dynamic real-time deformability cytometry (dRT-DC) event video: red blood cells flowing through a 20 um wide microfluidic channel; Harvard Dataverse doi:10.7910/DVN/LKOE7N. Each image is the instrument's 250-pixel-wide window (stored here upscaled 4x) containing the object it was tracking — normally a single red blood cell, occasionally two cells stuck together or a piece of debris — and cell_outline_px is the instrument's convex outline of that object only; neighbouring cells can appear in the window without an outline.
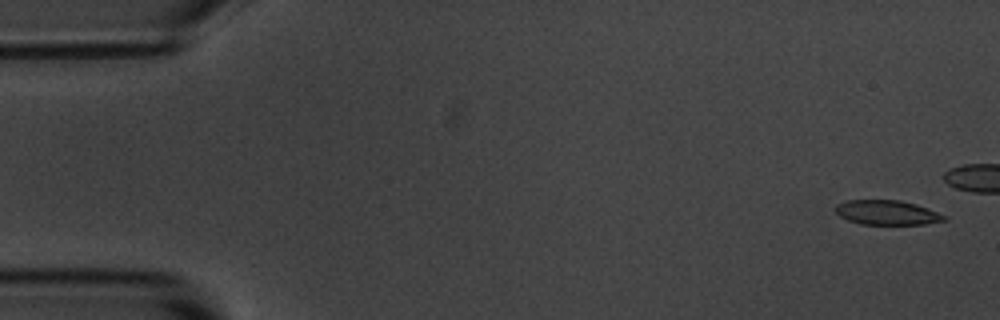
{"species": "common noctule bat (a hibernating species)", "species_latin": "Nyctalus noctula", "temperature_condition": "room temperature", "stored_images_in_passage": 5, "camera_frame_rate_fps": 3000, "um_per_image_px": 0.085, "animal": {"sex": "male", "body_mass_g": 20.1, "forearm_length_mm": 53.5}, "frame": {"image": 1, "passage_image": 1, "time_ms": 0.0, "image_size_px": [1000, 320], "cell_outline_px": [[948, 220], [924, 224], [860, 224], [848, 220], [840, 216], [836, 212], [836, 204], [848, 200], [900, 200], [916, 204], [928, 208], [948, 216]], "centroid_in_image_um": [75.44, 18.07], "position_along_channel_um": 9.6, "area_um2": 15.61}}